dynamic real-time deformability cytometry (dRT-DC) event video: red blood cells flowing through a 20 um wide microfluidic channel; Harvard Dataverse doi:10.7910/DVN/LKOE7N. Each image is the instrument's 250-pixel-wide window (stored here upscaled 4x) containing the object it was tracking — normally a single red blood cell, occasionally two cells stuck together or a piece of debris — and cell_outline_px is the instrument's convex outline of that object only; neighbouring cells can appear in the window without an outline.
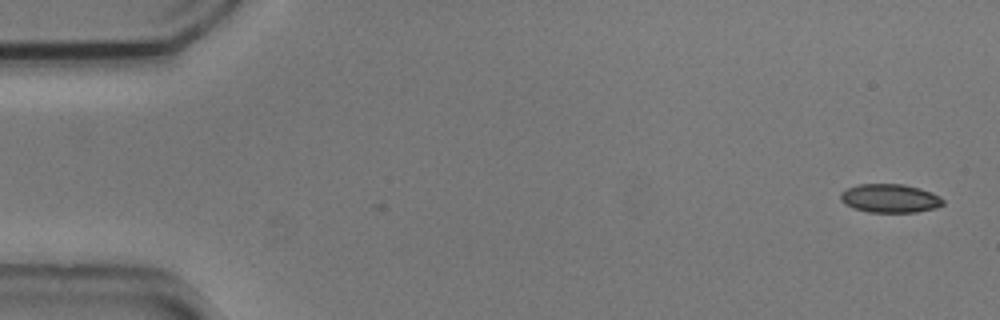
{"species": "common noctule bat (a hibernating species)", "species_latin": "Nyctalus noctula", "temperature_condition": "cold", "stored_images_in_passage": 4, "camera_frame_rate_fps": 3000, "um_per_image_px": 0.085, "animal": {"sex": "male", "body_mass_g": 20.5, "forearm_length_mm": 52.5}, "frame": {"image": 1, "passage_image": 4, "time_ms": 1.0, "image_size_px": [1000, 320], "cell_outline_px": [[944, 204], [936, 208], [916, 212], [868, 212], [844, 204], [840, 200], [840, 192], [848, 188], [860, 184], [904, 184], [920, 188], [932, 192], [940, 196], [944, 200]], "centroid_in_image_um": [75.67, 16.85], "position_along_channel_um": 9.3, "area_um2": 17.17}}